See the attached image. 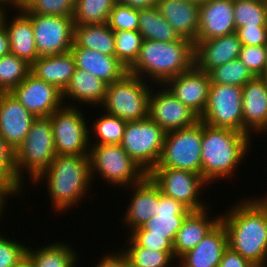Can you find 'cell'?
<instances>
[{"mask_svg":"<svg viewBox=\"0 0 267 267\" xmlns=\"http://www.w3.org/2000/svg\"><path fill=\"white\" fill-rule=\"evenodd\" d=\"M129 189L132 192L131 199L122 221L129 230L128 234L150 220L159 203V187L148 174L140 182L131 185Z\"/></svg>","mask_w":267,"mask_h":267,"instance_id":"22","label":"cell"},{"mask_svg":"<svg viewBox=\"0 0 267 267\" xmlns=\"http://www.w3.org/2000/svg\"><path fill=\"white\" fill-rule=\"evenodd\" d=\"M55 155L50 117H37L33 121L26 138L15 151L18 182L24 186L23 184L26 181L23 178H25L24 174L26 172L28 173L29 181L34 182L49 167Z\"/></svg>","mask_w":267,"mask_h":267,"instance_id":"5","label":"cell"},{"mask_svg":"<svg viewBox=\"0 0 267 267\" xmlns=\"http://www.w3.org/2000/svg\"><path fill=\"white\" fill-rule=\"evenodd\" d=\"M166 132L149 117L127 122L120 145L148 174L158 163Z\"/></svg>","mask_w":267,"mask_h":267,"instance_id":"10","label":"cell"},{"mask_svg":"<svg viewBox=\"0 0 267 267\" xmlns=\"http://www.w3.org/2000/svg\"><path fill=\"white\" fill-rule=\"evenodd\" d=\"M92 124V131L94 141L90 145H103V144H120L122 137L124 135V129L126 126V121L122 119L103 113L101 114Z\"/></svg>","mask_w":267,"mask_h":267,"instance_id":"37","label":"cell"},{"mask_svg":"<svg viewBox=\"0 0 267 267\" xmlns=\"http://www.w3.org/2000/svg\"><path fill=\"white\" fill-rule=\"evenodd\" d=\"M33 0H24V7H27Z\"/></svg>","mask_w":267,"mask_h":267,"instance_id":"58","label":"cell"},{"mask_svg":"<svg viewBox=\"0 0 267 267\" xmlns=\"http://www.w3.org/2000/svg\"><path fill=\"white\" fill-rule=\"evenodd\" d=\"M13 196L7 189L0 187V220L2 219L3 211L6 210V204L9 197ZM8 198V199H7Z\"/></svg>","mask_w":267,"mask_h":267,"instance_id":"51","label":"cell"},{"mask_svg":"<svg viewBox=\"0 0 267 267\" xmlns=\"http://www.w3.org/2000/svg\"><path fill=\"white\" fill-rule=\"evenodd\" d=\"M76 0H33L27 7L26 13L47 16L73 17Z\"/></svg>","mask_w":267,"mask_h":267,"instance_id":"41","label":"cell"},{"mask_svg":"<svg viewBox=\"0 0 267 267\" xmlns=\"http://www.w3.org/2000/svg\"><path fill=\"white\" fill-rule=\"evenodd\" d=\"M150 87L155 85L127 72L120 80L107 86L104 100L99 107L106 114L126 122L146 119L152 89Z\"/></svg>","mask_w":267,"mask_h":267,"instance_id":"6","label":"cell"},{"mask_svg":"<svg viewBox=\"0 0 267 267\" xmlns=\"http://www.w3.org/2000/svg\"><path fill=\"white\" fill-rule=\"evenodd\" d=\"M251 138L233 129L212 127L202 122L203 179L209 185L220 179L230 178L232 181L235 170L251 149Z\"/></svg>","mask_w":267,"mask_h":267,"instance_id":"3","label":"cell"},{"mask_svg":"<svg viewBox=\"0 0 267 267\" xmlns=\"http://www.w3.org/2000/svg\"><path fill=\"white\" fill-rule=\"evenodd\" d=\"M202 121L166 132L160 159L154 168L188 170L202 175Z\"/></svg>","mask_w":267,"mask_h":267,"instance_id":"8","label":"cell"},{"mask_svg":"<svg viewBox=\"0 0 267 267\" xmlns=\"http://www.w3.org/2000/svg\"><path fill=\"white\" fill-rule=\"evenodd\" d=\"M255 199H257L264 207H265V209H266V211H267V197H258V198H256L255 197Z\"/></svg>","mask_w":267,"mask_h":267,"instance_id":"54","label":"cell"},{"mask_svg":"<svg viewBox=\"0 0 267 267\" xmlns=\"http://www.w3.org/2000/svg\"><path fill=\"white\" fill-rule=\"evenodd\" d=\"M107 86L106 82L93 74L75 68L67 88L62 92L64 105L81 107L79 105H85L86 103V105H92L91 107L93 108H95L94 106L98 107L104 100ZM67 101H69L68 104L66 103ZM70 101L74 104L72 105Z\"/></svg>","mask_w":267,"mask_h":267,"instance_id":"26","label":"cell"},{"mask_svg":"<svg viewBox=\"0 0 267 267\" xmlns=\"http://www.w3.org/2000/svg\"><path fill=\"white\" fill-rule=\"evenodd\" d=\"M129 238L142 248L156 251H174L173 244L163 236L157 235H128Z\"/></svg>","mask_w":267,"mask_h":267,"instance_id":"46","label":"cell"},{"mask_svg":"<svg viewBox=\"0 0 267 267\" xmlns=\"http://www.w3.org/2000/svg\"><path fill=\"white\" fill-rule=\"evenodd\" d=\"M117 1L123 5H127L135 9H144L156 6L158 0H117Z\"/></svg>","mask_w":267,"mask_h":267,"instance_id":"49","label":"cell"},{"mask_svg":"<svg viewBox=\"0 0 267 267\" xmlns=\"http://www.w3.org/2000/svg\"><path fill=\"white\" fill-rule=\"evenodd\" d=\"M89 159L92 181L97 175L113 188H129L147 175L120 144L90 145Z\"/></svg>","mask_w":267,"mask_h":267,"instance_id":"7","label":"cell"},{"mask_svg":"<svg viewBox=\"0 0 267 267\" xmlns=\"http://www.w3.org/2000/svg\"><path fill=\"white\" fill-rule=\"evenodd\" d=\"M0 6L5 8V9L10 8V9H14V10H16V9L19 10V9H23L24 0H0Z\"/></svg>","mask_w":267,"mask_h":267,"instance_id":"52","label":"cell"},{"mask_svg":"<svg viewBox=\"0 0 267 267\" xmlns=\"http://www.w3.org/2000/svg\"><path fill=\"white\" fill-rule=\"evenodd\" d=\"M115 56L127 71L135 64L143 43L138 31H114Z\"/></svg>","mask_w":267,"mask_h":267,"instance_id":"38","label":"cell"},{"mask_svg":"<svg viewBox=\"0 0 267 267\" xmlns=\"http://www.w3.org/2000/svg\"><path fill=\"white\" fill-rule=\"evenodd\" d=\"M79 109L78 106L63 105L49 116L57 155L89 156L93 138L89 121Z\"/></svg>","mask_w":267,"mask_h":267,"instance_id":"9","label":"cell"},{"mask_svg":"<svg viewBox=\"0 0 267 267\" xmlns=\"http://www.w3.org/2000/svg\"><path fill=\"white\" fill-rule=\"evenodd\" d=\"M261 78L267 83V66L265 68V71L261 75Z\"/></svg>","mask_w":267,"mask_h":267,"instance_id":"57","label":"cell"},{"mask_svg":"<svg viewBox=\"0 0 267 267\" xmlns=\"http://www.w3.org/2000/svg\"><path fill=\"white\" fill-rule=\"evenodd\" d=\"M241 41L236 33L194 43V66L209 73L240 56Z\"/></svg>","mask_w":267,"mask_h":267,"instance_id":"19","label":"cell"},{"mask_svg":"<svg viewBox=\"0 0 267 267\" xmlns=\"http://www.w3.org/2000/svg\"><path fill=\"white\" fill-rule=\"evenodd\" d=\"M264 1H265L266 10H267V0H264Z\"/></svg>","mask_w":267,"mask_h":267,"instance_id":"60","label":"cell"},{"mask_svg":"<svg viewBox=\"0 0 267 267\" xmlns=\"http://www.w3.org/2000/svg\"><path fill=\"white\" fill-rule=\"evenodd\" d=\"M156 87L161 89L150 91L148 117L165 132L184 129L200 121V117L178 100L164 85H156Z\"/></svg>","mask_w":267,"mask_h":267,"instance_id":"14","label":"cell"},{"mask_svg":"<svg viewBox=\"0 0 267 267\" xmlns=\"http://www.w3.org/2000/svg\"><path fill=\"white\" fill-rule=\"evenodd\" d=\"M13 267H35L31 257L26 253Z\"/></svg>","mask_w":267,"mask_h":267,"instance_id":"53","label":"cell"},{"mask_svg":"<svg viewBox=\"0 0 267 267\" xmlns=\"http://www.w3.org/2000/svg\"><path fill=\"white\" fill-rule=\"evenodd\" d=\"M76 68L75 58L70 52L58 55L39 56L32 64L30 72L38 79L56 86L63 92Z\"/></svg>","mask_w":267,"mask_h":267,"instance_id":"29","label":"cell"},{"mask_svg":"<svg viewBox=\"0 0 267 267\" xmlns=\"http://www.w3.org/2000/svg\"><path fill=\"white\" fill-rule=\"evenodd\" d=\"M27 14L31 17L39 56L70 52L74 37V21L72 17Z\"/></svg>","mask_w":267,"mask_h":267,"instance_id":"13","label":"cell"},{"mask_svg":"<svg viewBox=\"0 0 267 267\" xmlns=\"http://www.w3.org/2000/svg\"><path fill=\"white\" fill-rule=\"evenodd\" d=\"M126 267H133L129 262H127Z\"/></svg>","mask_w":267,"mask_h":267,"instance_id":"59","label":"cell"},{"mask_svg":"<svg viewBox=\"0 0 267 267\" xmlns=\"http://www.w3.org/2000/svg\"><path fill=\"white\" fill-rule=\"evenodd\" d=\"M242 93L243 133L267 135V83L255 76L242 87Z\"/></svg>","mask_w":267,"mask_h":267,"instance_id":"20","label":"cell"},{"mask_svg":"<svg viewBox=\"0 0 267 267\" xmlns=\"http://www.w3.org/2000/svg\"><path fill=\"white\" fill-rule=\"evenodd\" d=\"M220 214L228 247L256 267H267V211L257 199H242Z\"/></svg>","mask_w":267,"mask_h":267,"instance_id":"1","label":"cell"},{"mask_svg":"<svg viewBox=\"0 0 267 267\" xmlns=\"http://www.w3.org/2000/svg\"><path fill=\"white\" fill-rule=\"evenodd\" d=\"M227 248V231L220 221L192 250L178 259L176 267H219Z\"/></svg>","mask_w":267,"mask_h":267,"instance_id":"23","label":"cell"},{"mask_svg":"<svg viewBox=\"0 0 267 267\" xmlns=\"http://www.w3.org/2000/svg\"><path fill=\"white\" fill-rule=\"evenodd\" d=\"M242 45H267V27H240L236 29Z\"/></svg>","mask_w":267,"mask_h":267,"instance_id":"45","label":"cell"},{"mask_svg":"<svg viewBox=\"0 0 267 267\" xmlns=\"http://www.w3.org/2000/svg\"><path fill=\"white\" fill-rule=\"evenodd\" d=\"M36 118L11 92H0V134L14 151L22 144Z\"/></svg>","mask_w":267,"mask_h":267,"instance_id":"18","label":"cell"},{"mask_svg":"<svg viewBox=\"0 0 267 267\" xmlns=\"http://www.w3.org/2000/svg\"><path fill=\"white\" fill-rule=\"evenodd\" d=\"M127 249H121L133 267H176L174 251H156L138 247L130 238L126 239ZM174 265H173V264Z\"/></svg>","mask_w":267,"mask_h":267,"instance_id":"33","label":"cell"},{"mask_svg":"<svg viewBox=\"0 0 267 267\" xmlns=\"http://www.w3.org/2000/svg\"><path fill=\"white\" fill-rule=\"evenodd\" d=\"M156 6L181 38L197 41L200 5L184 0H158Z\"/></svg>","mask_w":267,"mask_h":267,"instance_id":"25","label":"cell"},{"mask_svg":"<svg viewBox=\"0 0 267 267\" xmlns=\"http://www.w3.org/2000/svg\"><path fill=\"white\" fill-rule=\"evenodd\" d=\"M184 1H187V2H193V3H196L198 5H201L202 3H204L206 0H184Z\"/></svg>","mask_w":267,"mask_h":267,"instance_id":"56","label":"cell"},{"mask_svg":"<svg viewBox=\"0 0 267 267\" xmlns=\"http://www.w3.org/2000/svg\"><path fill=\"white\" fill-rule=\"evenodd\" d=\"M31 65L15 54L0 58V92H11L30 73Z\"/></svg>","mask_w":267,"mask_h":267,"instance_id":"36","label":"cell"},{"mask_svg":"<svg viewBox=\"0 0 267 267\" xmlns=\"http://www.w3.org/2000/svg\"><path fill=\"white\" fill-rule=\"evenodd\" d=\"M235 27H267L264 0H234Z\"/></svg>","mask_w":267,"mask_h":267,"instance_id":"35","label":"cell"},{"mask_svg":"<svg viewBox=\"0 0 267 267\" xmlns=\"http://www.w3.org/2000/svg\"><path fill=\"white\" fill-rule=\"evenodd\" d=\"M209 211L207 207L202 210L191 211L186 216L173 243L175 263L182 255L192 250L220 222L221 216L218 215L213 218L208 215Z\"/></svg>","mask_w":267,"mask_h":267,"instance_id":"27","label":"cell"},{"mask_svg":"<svg viewBox=\"0 0 267 267\" xmlns=\"http://www.w3.org/2000/svg\"><path fill=\"white\" fill-rule=\"evenodd\" d=\"M193 66L194 43L188 39L172 42L143 40L139 56L128 73L149 80L153 85H164Z\"/></svg>","mask_w":267,"mask_h":267,"instance_id":"4","label":"cell"},{"mask_svg":"<svg viewBox=\"0 0 267 267\" xmlns=\"http://www.w3.org/2000/svg\"><path fill=\"white\" fill-rule=\"evenodd\" d=\"M234 0H206L200 5L197 40L236 33Z\"/></svg>","mask_w":267,"mask_h":267,"instance_id":"21","label":"cell"},{"mask_svg":"<svg viewBox=\"0 0 267 267\" xmlns=\"http://www.w3.org/2000/svg\"><path fill=\"white\" fill-rule=\"evenodd\" d=\"M190 212L181 202L161 193L159 188V203L154 216L143 226L132 230L129 235L163 236L173 244L177 232Z\"/></svg>","mask_w":267,"mask_h":267,"instance_id":"16","label":"cell"},{"mask_svg":"<svg viewBox=\"0 0 267 267\" xmlns=\"http://www.w3.org/2000/svg\"><path fill=\"white\" fill-rule=\"evenodd\" d=\"M76 68L85 70L108 85L120 80L128 71L116 56L105 55L96 50L72 47Z\"/></svg>","mask_w":267,"mask_h":267,"instance_id":"28","label":"cell"},{"mask_svg":"<svg viewBox=\"0 0 267 267\" xmlns=\"http://www.w3.org/2000/svg\"><path fill=\"white\" fill-rule=\"evenodd\" d=\"M242 99V87L210 83L207 105L200 121L243 133Z\"/></svg>","mask_w":267,"mask_h":267,"instance_id":"11","label":"cell"},{"mask_svg":"<svg viewBox=\"0 0 267 267\" xmlns=\"http://www.w3.org/2000/svg\"><path fill=\"white\" fill-rule=\"evenodd\" d=\"M138 32L144 40L172 42L182 39L160 14L157 6L139 9Z\"/></svg>","mask_w":267,"mask_h":267,"instance_id":"32","label":"cell"},{"mask_svg":"<svg viewBox=\"0 0 267 267\" xmlns=\"http://www.w3.org/2000/svg\"><path fill=\"white\" fill-rule=\"evenodd\" d=\"M11 93L36 117H49L64 105L62 92L31 72Z\"/></svg>","mask_w":267,"mask_h":267,"instance_id":"15","label":"cell"},{"mask_svg":"<svg viewBox=\"0 0 267 267\" xmlns=\"http://www.w3.org/2000/svg\"><path fill=\"white\" fill-rule=\"evenodd\" d=\"M210 83L209 73L193 66L190 70L169 79L164 86L201 117L207 105Z\"/></svg>","mask_w":267,"mask_h":267,"instance_id":"17","label":"cell"},{"mask_svg":"<svg viewBox=\"0 0 267 267\" xmlns=\"http://www.w3.org/2000/svg\"><path fill=\"white\" fill-rule=\"evenodd\" d=\"M117 0H76L74 25L107 23Z\"/></svg>","mask_w":267,"mask_h":267,"instance_id":"34","label":"cell"},{"mask_svg":"<svg viewBox=\"0 0 267 267\" xmlns=\"http://www.w3.org/2000/svg\"><path fill=\"white\" fill-rule=\"evenodd\" d=\"M148 175L158 185L161 193L181 202L191 211L207 208L199 196L209 184L202 175L174 168H153Z\"/></svg>","mask_w":267,"mask_h":267,"instance_id":"12","label":"cell"},{"mask_svg":"<svg viewBox=\"0 0 267 267\" xmlns=\"http://www.w3.org/2000/svg\"><path fill=\"white\" fill-rule=\"evenodd\" d=\"M7 12L11 11L6 10L2 18V25L7 30L10 53L31 65L39 57L31 17L23 9H19V13L9 20Z\"/></svg>","mask_w":267,"mask_h":267,"instance_id":"24","label":"cell"},{"mask_svg":"<svg viewBox=\"0 0 267 267\" xmlns=\"http://www.w3.org/2000/svg\"><path fill=\"white\" fill-rule=\"evenodd\" d=\"M219 267H256L249 260L228 247L221 258Z\"/></svg>","mask_w":267,"mask_h":267,"instance_id":"47","label":"cell"},{"mask_svg":"<svg viewBox=\"0 0 267 267\" xmlns=\"http://www.w3.org/2000/svg\"><path fill=\"white\" fill-rule=\"evenodd\" d=\"M6 10L7 9L0 6V26L2 25V18L4 16Z\"/></svg>","mask_w":267,"mask_h":267,"instance_id":"55","label":"cell"},{"mask_svg":"<svg viewBox=\"0 0 267 267\" xmlns=\"http://www.w3.org/2000/svg\"><path fill=\"white\" fill-rule=\"evenodd\" d=\"M72 47H83L115 56L114 31L107 23L74 25Z\"/></svg>","mask_w":267,"mask_h":267,"instance_id":"30","label":"cell"},{"mask_svg":"<svg viewBox=\"0 0 267 267\" xmlns=\"http://www.w3.org/2000/svg\"><path fill=\"white\" fill-rule=\"evenodd\" d=\"M117 253V254H116ZM128 262V258L126 254L119 249L117 252H111L106 253L101 257V260H99V263L94 264L93 267H126V264Z\"/></svg>","mask_w":267,"mask_h":267,"instance_id":"48","label":"cell"},{"mask_svg":"<svg viewBox=\"0 0 267 267\" xmlns=\"http://www.w3.org/2000/svg\"><path fill=\"white\" fill-rule=\"evenodd\" d=\"M10 53L9 38L7 30L3 25L0 26V58Z\"/></svg>","mask_w":267,"mask_h":267,"instance_id":"50","label":"cell"},{"mask_svg":"<svg viewBox=\"0 0 267 267\" xmlns=\"http://www.w3.org/2000/svg\"><path fill=\"white\" fill-rule=\"evenodd\" d=\"M239 59L254 76H261L267 66V45H242Z\"/></svg>","mask_w":267,"mask_h":267,"instance_id":"43","label":"cell"},{"mask_svg":"<svg viewBox=\"0 0 267 267\" xmlns=\"http://www.w3.org/2000/svg\"><path fill=\"white\" fill-rule=\"evenodd\" d=\"M209 76L211 83L240 87L255 77L239 58L212 69Z\"/></svg>","mask_w":267,"mask_h":267,"instance_id":"39","label":"cell"},{"mask_svg":"<svg viewBox=\"0 0 267 267\" xmlns=\"http://www.w3.org/2000/svg\"><path fill=\"white\" fill-rule=\"evenodd\" d=\"M107 24L113 31H138L139 9L117 1L109 14Z\"/></svg>","mask_w":267,"mask_h":267,"instance_id":"42","label":"cell"},{"mask_svg":"<svg viewBox=\"0 0 267 267\" xmlns=\"http://www.w3.org/2000/svg\"><path fill=\"white\" fill-rule=\"evenodd\" d=\"M41 181L46 182L52 208L61 214L68 212L84 201L92 187L89 156L56 154L49 167L32 184L36 186Z\"/></svg>","mask_w":267,"mask_h":267,"instance_id":"2","label":"cell"},{"mask_svg":"<svg viewBox=\"0 0 267 267\" xmlns=\"http://www.w3.org/2000/svg\"><path fill=\"white\" fill-rule=\"evenodd\" d=\"M26 253L25 244L0 232V267H13Z\"/></svg>","mask_w":267,"mask_h":267,"instance_id":"44","label":"cell"},{"mask_svg":"<svg viewBox=\"0 0 267 267\" xmlns=\"http://www.w3.org/2000/svg\"><path fill=\"white\" fill-rule=\"evenodd\" d=\"M43 246V247H42ZM36 250L27 247V254L33 260L35 267H77L78 252L69 242H51L43 244Z\"/></svg>","mask_w":267,"mask_h":267,"instance_id":"31","label":"cell"},{"mask_svg":"<svg viewBox=\"0 0 267 267\" xmlns=\"http://www.w3.org/2000/svg\"><path fill=\"white\" fill-rule=\"evenodd\" d=\"M0 187L7 189L13 197L24 190L17 180L15 151L0 134ZM21 190V191H20Z\"/></svg>","mask_w":267,"mask_h":267,"instance_id":"40","label":"cell"}]
</instances>
